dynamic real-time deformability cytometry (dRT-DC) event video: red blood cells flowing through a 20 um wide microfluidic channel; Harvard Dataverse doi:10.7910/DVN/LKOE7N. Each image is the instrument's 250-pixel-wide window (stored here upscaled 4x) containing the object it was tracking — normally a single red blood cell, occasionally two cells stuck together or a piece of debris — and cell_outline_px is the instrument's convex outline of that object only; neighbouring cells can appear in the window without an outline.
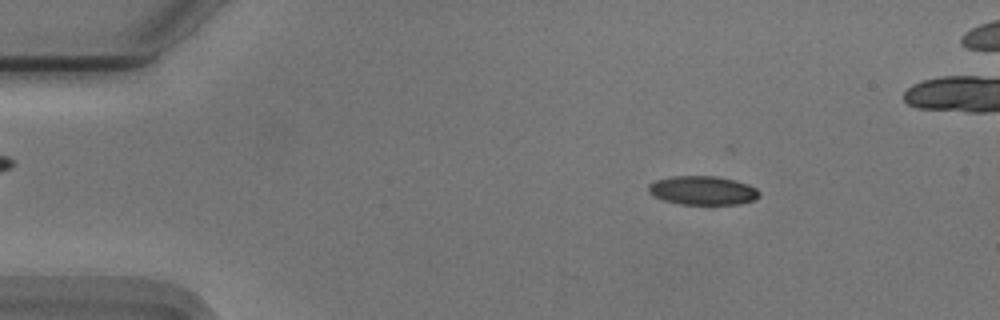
{"species": "Egyptian fruit bat (a non-hibernating species)", "species_latin": "Rousettus aegyptiacus", "temperature_condition": "cold", "stored_images_in_passage": 51, "camera_frame_rate_fps": 3000, "um_per_image_px": 0.085, "animal": {"sex": "male"}, "frame": {"image": 1, "passage_image": 9, "time_ms": 2.667, "image_size_px": [1000, 320], "cell_outline_px": [[760, 196], [756, 200], [740, 204], [712, 208], [708, 208], [680, 204], [664, 200], [652, 196], [648, 192], [648, 184], [656, 180], [672, 176], [716, 176], [736, 180], [748, 184], [756, 188], [760, 192]], "centroid_in_image_um": [59.77, 16.25], "position_along_channel_um": 25.2, "area_um2": 19.77}}
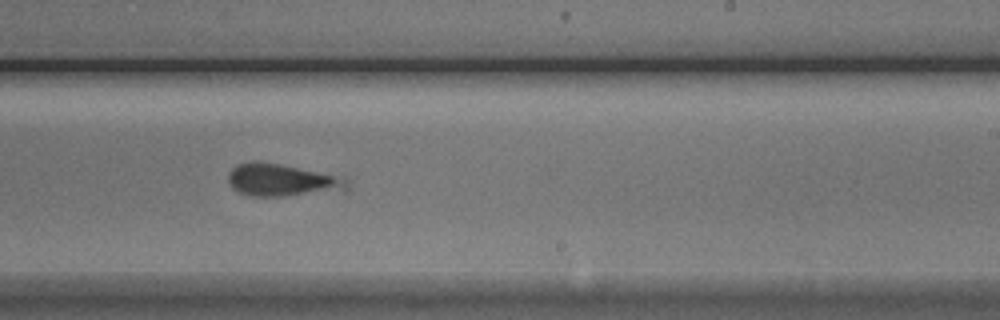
{"frame": {"image": 2, "passage_image": 34, "time_ms": 11.0, "image_size_px": [1000, 320], "cell_outline_px": [[348, 188], [344, 192], [284, 196], [252, 196], [236, 192], [232, 188], [228, 180], [228, 172], [236, 164], [252, 160], [276, 164], [296, 168], [332, 176], [344, 180], [348, 184]], "centroid_in_image_um": [23.87, 15.35], "position_along_channel_um": 265.1, "area_um2": 22.2}}
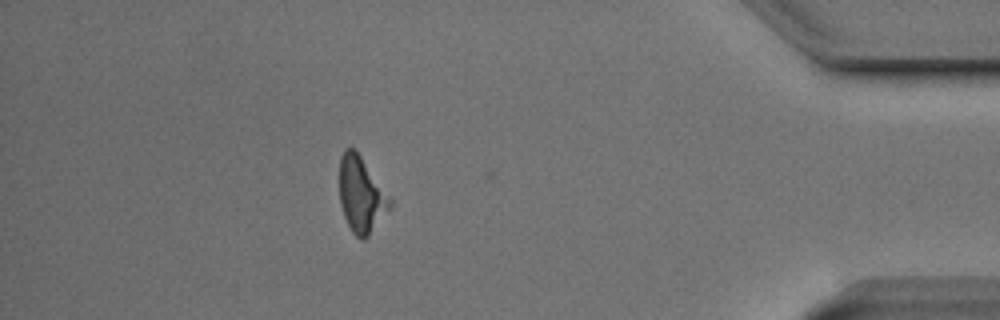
{"frame": {"image": 3, "passage_image": 49, "time_ms": 16.0, "image_size_px": [1000, 320], "cell_outline_px": [[392, 208], [368, 236], [364, 240], [360, 240], [352, 232], [344, 216], [340, 204], [340, 156], [344, 148], [352, 148], [360, 156], [392, 200]], "centroid_in_image_um": [30.71, 16.6], "position_along_channel_um": 404.5, "area_um2": 22.08}}